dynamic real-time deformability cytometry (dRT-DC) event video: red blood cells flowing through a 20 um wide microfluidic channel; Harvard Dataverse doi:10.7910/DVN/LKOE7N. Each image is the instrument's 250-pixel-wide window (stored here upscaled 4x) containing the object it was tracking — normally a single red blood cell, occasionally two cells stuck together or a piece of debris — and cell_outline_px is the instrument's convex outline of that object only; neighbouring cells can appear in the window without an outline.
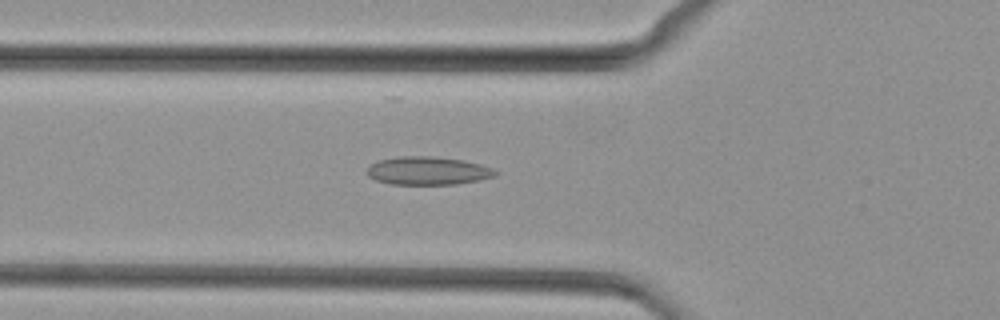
{"species": "common noctule bat (a hibernating species)", "species_latin": "Nyctalus noctula", "temperature_condition": "cold", "stored_images_in_passage": 48, "camera_frame_rate_fps": 3000, "um_per_image_px": 0.085, "animal": {"sex": "female", "body_mass_g": 29.2, "forearm_length_mm": 56.3}, "frame": {"image": 1, "passage_image": 18, "time_ms": 5.667, "image_size_px": [1000, 320], "cell_outline_px": [[500, 172], [496, 176], [480, 180], [456, 184], [392, 184], [376, 180], [368, 176], [364, 172], [368, 164], [380, 160], [396, 156], [432, 156], [464, 160], [480, 164], [492, 168]], "centroid_in_image_um": [36.35, 14.51], "position_along_channel_um": 89.5, "area_um2": 21.39}}
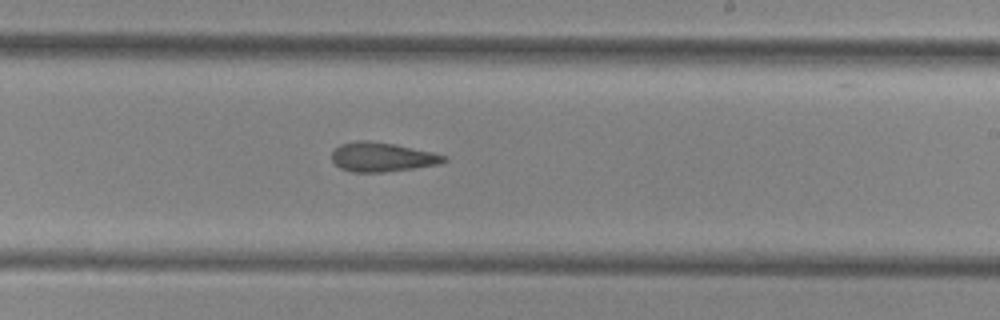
{"frame": {"image": 2, "passage_image": 30, "time_ms": 9.667, "image_size_px": [1000, 320], "cell_outline_px": [[448, 160], [440, 164], [384, 172], [352, 172], [340, 168], [332, 160], [332, 152], [340, 144], [356, 140], [368, 140], [396, 144], [432, 152], [448, 156]], "centroid_in_image_um": [32.49, 13.34], "position_along_channel_um": 256.5, "area_um2": 19.19}}
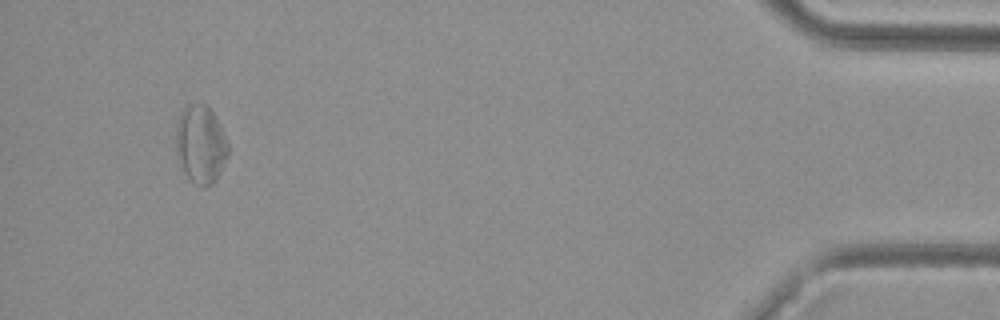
{"frame": {"image": 3, "passage_image": 47, "time_ms": 15.333, "image_size_px": [1000, 320], "cell_outline_px": [[228, 156], [216, 180], [212, 184], [204, 188], [188, 180], [176, 156], [176, 120], [180, 112], [188, 104], [208, 104], [216, 116], [220, 124], [228, 144]], "centroid_in_image_um": [17.04, 12.27], "position_along_channel_um": 418.2, "area_um2": 24.22}}